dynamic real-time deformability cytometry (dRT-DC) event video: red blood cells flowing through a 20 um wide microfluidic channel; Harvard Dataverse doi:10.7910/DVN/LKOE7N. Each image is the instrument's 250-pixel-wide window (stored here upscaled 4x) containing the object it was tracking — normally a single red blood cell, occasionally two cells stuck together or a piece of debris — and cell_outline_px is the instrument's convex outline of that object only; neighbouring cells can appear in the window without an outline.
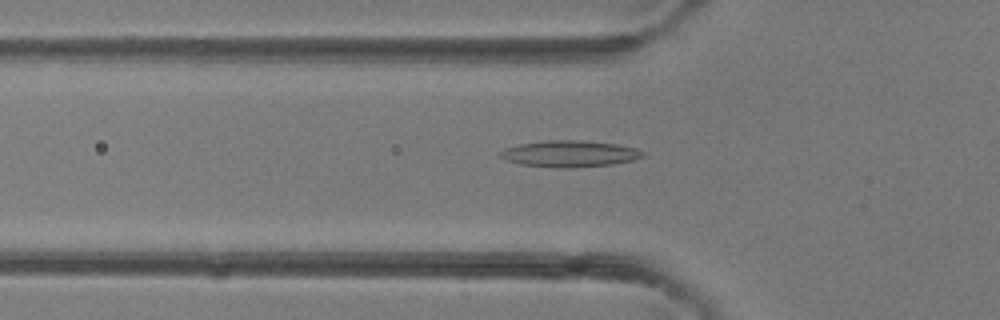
{"species": "common noctule bat (a hibernating species)", "species_latin": "Nyctalus noctula", "temperature_condition": "room temperature", "stored_images_in_passage": 32, "camera_frame_rate_fps": 3000, "um_per_image_px": 0.085, "animal": {"sex": "female"}, "frame": {"image": 1, "passage_image": 5, "time_ms": 1.333, "image_size_px": [1000, 320], "cell_outline_px": [[644, 156], [632, 160], [612, 164], [568, 168], [556, 168], [520, 164], [504, 160], [496, 156], [496, 152], [504, 148], [520, 144], [544, 140], [580, 140], [620, 144], [636, 148], [644, 152]], "centroid_in_image_um": [48.34, 13.06], "position_along_channel_um": 77.5, "area_um2": 22.31}}
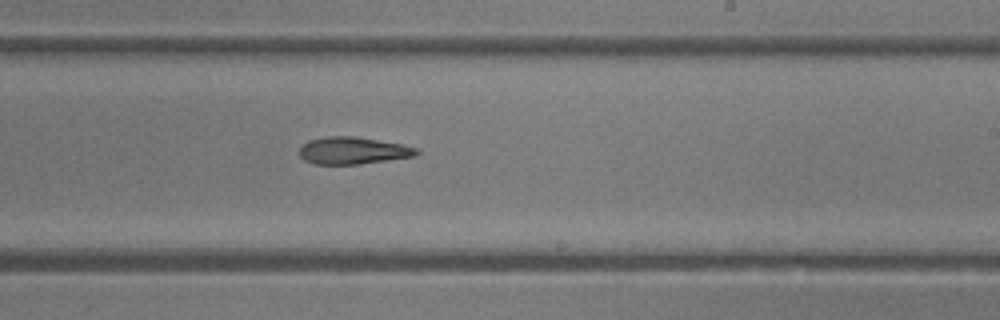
{"frame": {"image": 2, "passage_image": 16, "time_ms": 5.0, "image_size_px": [1000, 320], "cell_outline_px": [[420, 152], [416, 156], [356, 164], [312, 164], [304, 160], [300, 156], [300, 148], [308, 140], [328, 136], [356, 136], [404, 144], [416, 148]], "centroid_in_image_um": [30.01, 12.79], "position_along_channel_um": 259.0, "area_um2": 18.55}}
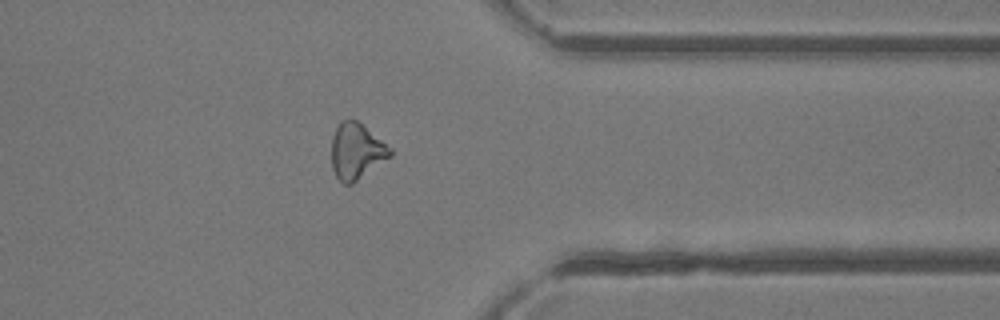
{"frame": {"image": 3, "passage_image": 24, "time_ms": 7.667, "image_size_px": [1000, 320], "cell_outline_px": [[392, 156], [352, 184], [344, 184], [336, 176], [332, 168], [332, 136], [340, 120], [356, 120], [392, 148]], "centroid_in_image_um": [30.3, 12.86], "position_along_channel_um": 381.1, "area_um2": 19.02}}